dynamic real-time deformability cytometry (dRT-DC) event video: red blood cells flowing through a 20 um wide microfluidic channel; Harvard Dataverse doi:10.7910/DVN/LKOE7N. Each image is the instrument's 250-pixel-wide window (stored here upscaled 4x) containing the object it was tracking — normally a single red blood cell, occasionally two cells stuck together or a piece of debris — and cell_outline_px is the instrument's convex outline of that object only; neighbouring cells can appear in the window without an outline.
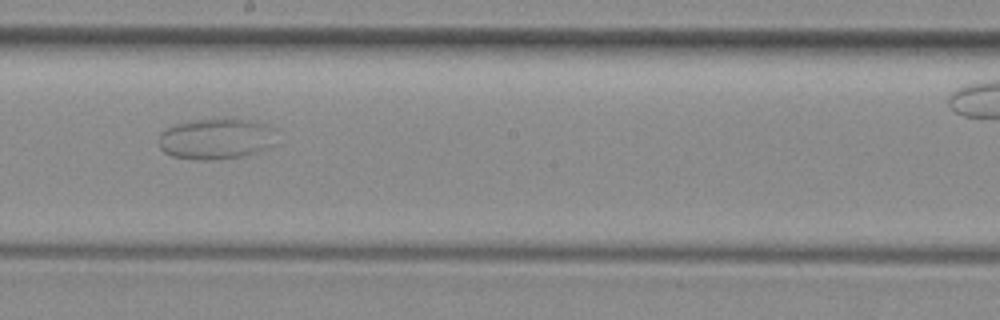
{"species": "common noctule bat (a hibernating species)", "species_latin": "Nyctalus noctula", "temperature_condition": "room temperature", "stored_images_in_passage": 9, "segment_of_instrument_passage": [1, 2], "camera_frame_rate_fps": 3000, "um_per_image_px": 0.085, "animal": {"sex": "female", "body_mass_g": 29.2, "forearm_length_mm": 56.3}, "frame": {"image": 1, "passage_image": 6, "time_ms": 1.667, "image_size_px": [1000, 320], "cell_outline_px": [[276, 144], [240, 156], [216, 160], [200, 160], [172, 156], [164, 152], [160, 148], [156, 140], [160, 132], [172, 124], [192, 120], [216, 116], [236, 116], [256, 120], [268, 124], [276, 128]], "centroid_in_image_um": [18.37, 11.72], "position_along_channel_um": 229.8, "area_um2": 29.48}}
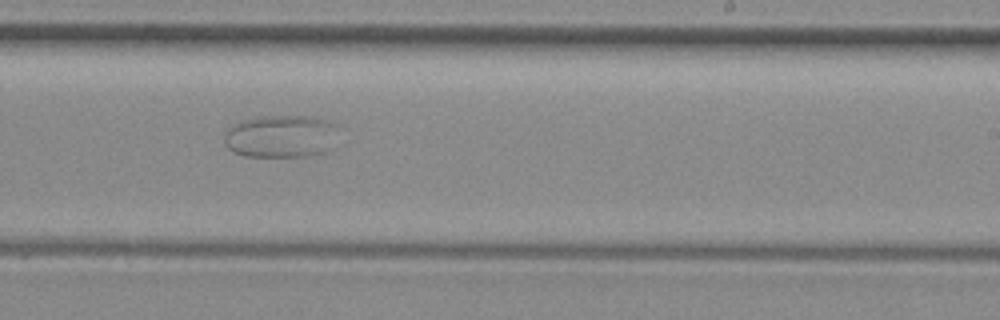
{"frame": {"image": 2, "passage_image": 7, "time_ms": 2.0, "image_size_px": [1000, 320], "cell_outline_px": [[344, 128], [324, 152], [308, 156], [244, 156], [232, 152], [224, 144], [224, 136], [232, 124], [240, 120], [256, 116], [312, 116], [340, 124]], "centroid_in_image_um": [23.91, 11.56], "position_along_channel_um": 265.1, "area_um2": 29.02}}
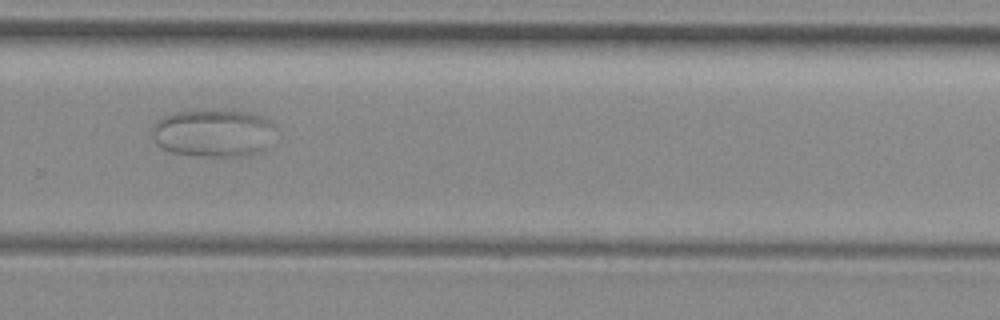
{"frame": {"image": 3, "passage_image": 8, "time_ms": 2.333, "image_size_px": [1000, 320], "cell_outline_px": [[276, 124], [264, 148], [260, 152], [244, 156], [204, 156], [168, 152], [156, 144], [152, 136], [152, 128], [164, 116], [176, 112], [248, 112], [260, 116]], "centroid_in_image_um": [18.1, 11.34], "position_along_channel_um": 311.7, "area_um2": 33.47}}